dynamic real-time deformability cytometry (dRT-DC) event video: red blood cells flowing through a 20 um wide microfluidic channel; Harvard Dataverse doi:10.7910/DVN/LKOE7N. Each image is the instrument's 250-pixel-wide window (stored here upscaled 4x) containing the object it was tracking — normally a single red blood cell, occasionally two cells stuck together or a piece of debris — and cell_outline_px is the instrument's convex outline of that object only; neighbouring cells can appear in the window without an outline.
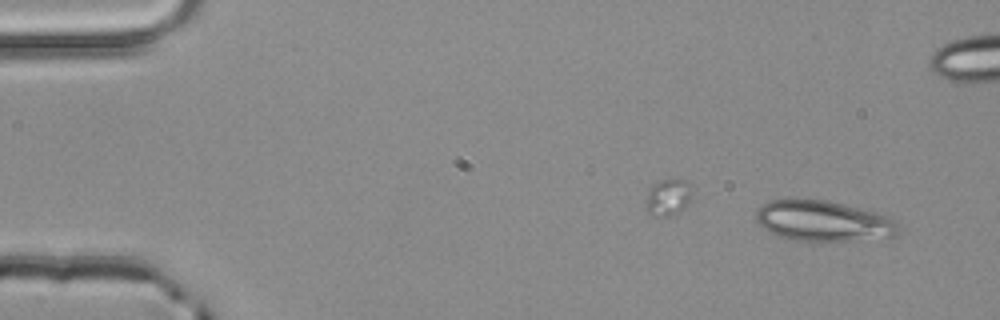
{"species": "common noctule bat (a hibernating species)", "species_latin": "Nyctalus noctula", "temperature_condition": "room temperature", "stored_images_in_passage": 2, "camera_frame_rate_fps": 3000, "um_per_image_px": 0.085, "animal": {"sex": "male", "body_mass_g": 20.4}, "frame": {"image": 1, "passage_image": 2, "time_ms": 0.333, "image_size_px": [1000, 320], "cell_outline_px": [[900, 232], [896, 236], [852, 240], [796, 240], [780, 236], [764, 228], [756, 220], [756, 208], [768, 200], [828, 200], [876, 212], [888, 216], [896, 220], [900, 224]], "centroid_in_image_um": [70.02, 18.77], "position_along_channel_um": 15.0, "area_um2": 33.41}}